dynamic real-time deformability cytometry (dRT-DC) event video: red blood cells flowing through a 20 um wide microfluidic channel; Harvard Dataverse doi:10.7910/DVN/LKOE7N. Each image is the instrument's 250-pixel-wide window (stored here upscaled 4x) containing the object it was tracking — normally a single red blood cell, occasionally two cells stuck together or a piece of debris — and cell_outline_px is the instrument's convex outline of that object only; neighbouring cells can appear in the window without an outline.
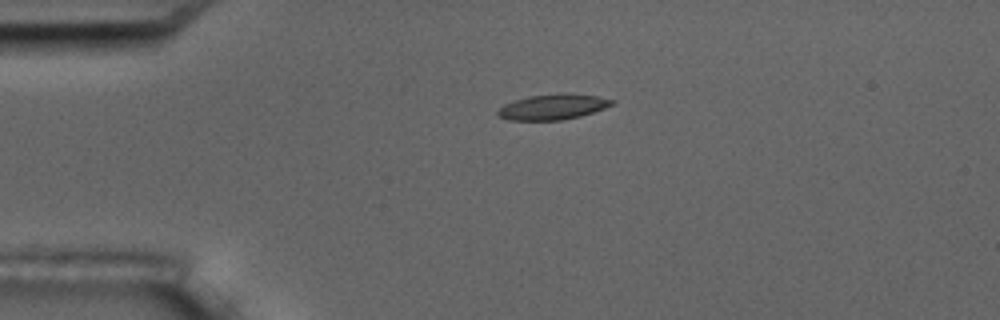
{"species": "common noctule bat (a hibernating species)", "species_latin": "Nyctalus noctula", "temperature_condition": "room temperature", "stored_images_in_passage": 2, "camera_frame_rate_fps": 3000, "um_per_image_px": 0.085, "animal": {"sex": "male", "body_mass_g": 17.5, "forearm_length_mm": 52.3}, "frame": {"image": 1, "passage_image": 1, "time_ms": 0.0, "image_size_px": [1000, 320], "cell_outline_px": [[616, 104], [580, 116], [560, 120], [508, 120], [496, 116], [496, 112], [504, 104], [528, 96], [564, 92], [596, 96], [616, 100]], "centroid_in_image_um": [47.0, 9.07], "position_along_channel_um": 38.0, "area_um2": 17.05}}